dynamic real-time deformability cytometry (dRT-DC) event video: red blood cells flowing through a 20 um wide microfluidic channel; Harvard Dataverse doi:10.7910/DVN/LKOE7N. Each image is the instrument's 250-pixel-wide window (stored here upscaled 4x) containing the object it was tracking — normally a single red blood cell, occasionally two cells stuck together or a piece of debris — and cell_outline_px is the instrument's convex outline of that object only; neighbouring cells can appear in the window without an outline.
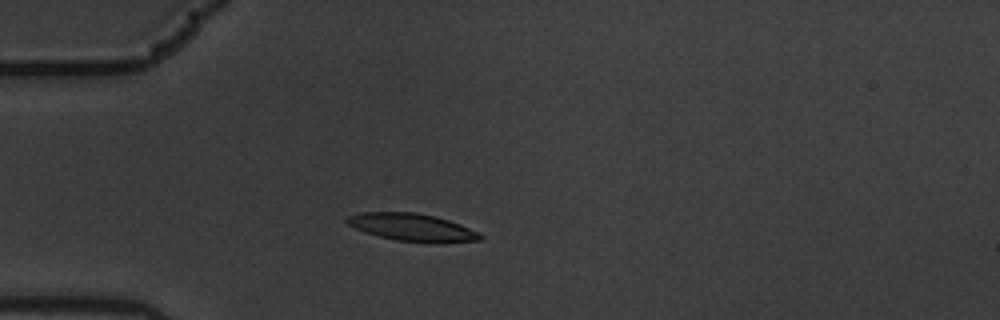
{"species": "common noctule bat (a hibernating species)", "species_latin": "Nyctalus noctula", "temperature_condition": "warm", "stored_images_in_passage": 6, "camera_frame_rate_fps": 3000, "um_per_image_px": 0.085, "animal": {"sex": "male", "body_mass_g": 19.5, "forearm_length_mm": 54.6}, "frame": {"image": 1, "passage_image": 3, "time_ms": 0.667, "image_size_px": [1000, 320], "cell_outline_px": [[484, 236], [480, 240], [440, 244], [428, 244], [396, 240], [364, 232], [348, 224], [344, 220], [348, 216], [360, 212], [416, 212], [436, 216], [460, 224]], "centroid_in_image_um": [35.05, 19.34], "position_along_channel_um": 50.0, "area_um2": 21.68}}
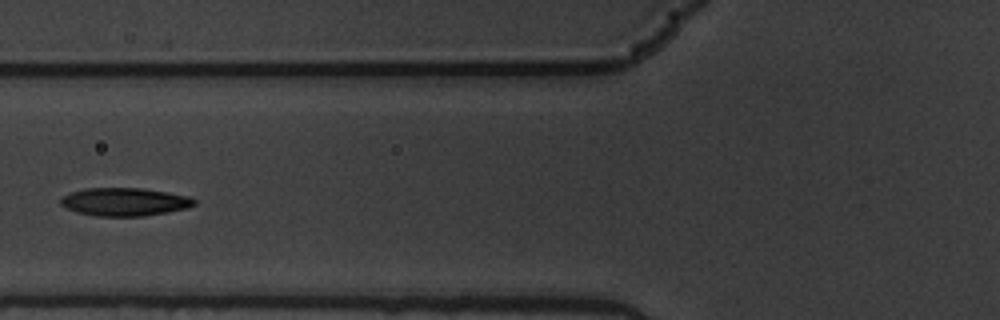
{"frame": {"image": 2, "passage_image": 5, "time_ms": 1.333, "image_size_px": [1000, 320], "cell_outline_px": [[196, 204], [188, 208], [168, 212], [144, 216], [96, 216], [76, 212], [64, 208], [60, 204], [60, 200], [64, 196], [72, 192], [84, 188], [140, 188], [168, 192], [188, 196], [196, 200]], "centroid_in_image_um": [10.59, 17.16], "position_along_channel_um": 115.2, "area_um2": 21.96}}
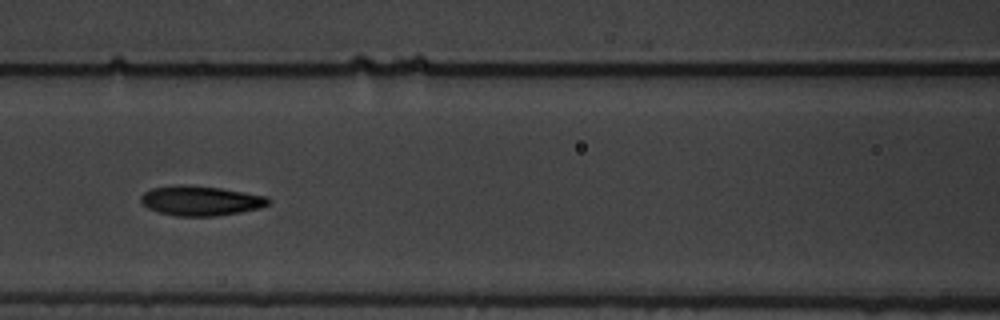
{"frame": {"image": 3, "passage_image": 6, "time_ms": 1.667, "image_size_px": [1000, 320], "cell_outline_px": [[272, 200], [268, 204], [260, 208], [240, 212], [216, 216], [176, 216], [160, 212], [148, 208], [140, 200], [140, 196], [144, 192], [152, 188], [220, 188], [268, 196]], "centroid_in_image_um": [17.14, 17.11], "position_along_channel_um": 149.5, "area_um2": 21.1}}